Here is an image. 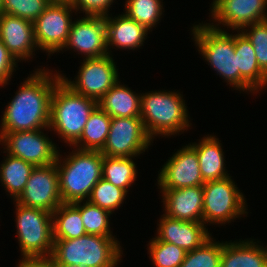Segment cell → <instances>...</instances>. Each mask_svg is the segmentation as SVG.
Returning <instances> with one entry per match:
<instances>
[{
	"label": "cell",
	"mask_w": 267,
	"mask_h": 267,
	"mask_svg": "<svg viewBox=\"0 0 267 267\" xmlns=\"http://www.w3.org/2000/svg\"><path fill=\"white\" fill-rule=\"evenodd\" d=\"M51 75L44 69L30 74L7 105L0 132L49 129L51 96L61 80L59 73Z\"/></svg>",
	"instance_id": "1"
},
{
	"label": "cell",
	"mask_w": 267,
	"mask_h": 267,
	"mask_svg": "<svg viewBox=\"0 0 267 267\" xmlns=\"http://www.w3.org/2000/svg\"><path fill=\"white\" fill-rule=\"evenodd\" d=\"M74 150L62 164L60 153L56 160L63 203L88 200L93 187L102 178L103 154L100 151Z\"/></svg>",
	"instance_id": "2"
},
{
	"label": "cell",
	"mask_w": 267,
	"mask_h": 267,
	"mask_svg": "<svg viewBox=\"0 0 267 267\" xmlns=\"http://www.w3.org/2000/svg\"><path fill=\"white\" fill-rule=\"evenodd\" d=\"M98 102L76 93L61 79L50 101L49 129L56 131L65 143L74 145L81 137L90 114Z\"/></svg>",
	"instance_id": "3"
},
{
	"label": "cell",
	"mask_w": 267,
	"mask_h": 267,
	"mask_svg": "<svg viewBox=\"0 0 267 267\" xmlns=\"http://www.w3.org/2000/svg\"><path fill=\"white\" fill-rule=\"evenodd\" d=\"M120 247L114 236L85 234L75 239L54 240L51 256L56 264L116 267L123 254Z\"/></svg>",
	"instance_id": "4"
},
{
	"label": "cell",
	"mask_w": 267,
	"mask_h": 267,
	"mask_svg": "<svg viewBox=\"0 0 267 267\" xmlns=\"http://www.w3.org/2000/svg\"><path fill=\"white\" fill-rule=\"evenodd\" d=\"M140 96V117L151 138L154 139L158 134L160 136L179 134L191 126L185 100L180 93L151 91Z\"/></svg>",
	"instance_id": "5"
},
{
	"label": "cell",
	"mask_w": 267,
	"mask_h": 267,
	"mask_svg": "<svg viewBox=\"0 0 267 267\" xmlns=\"http://www.w3.org/2000/svg\"><path fill=\"white\" fill-rule=\"evenodd\" d=\"M194 25L192 34L199 53L225 81L239 89V69L235 55L234 35L218 27L219 24Z\"/></svg>",
	"instance_id": "6"
},
{
	"label": "cell",
	"mask_w": 267,
	"mask_h": 267,
	"mask_svg": "<svg viewBox=\"0 0 267 267\" xmlns=\"http://www.w3.org/2000/svg\"><path fill=\"white\" fill-rule=\"evenodd\" d=\"M17 239L23 257L48 256L53 251L52 213L16 202Z\"/></svg>",
	"instance_id": "7"
},
{
	"label": "cell",
	"mask_w": 267,
	"mask_h": 267,
	"mask_svg": "<svg viewBox=\"0 0 267 267\" xmlns=\"http://www.w3.org/2000/svg\"><path fill=\"white\" fill-rule=\"evenodd\" d=\"M230 176L203 184V223L225 224L248 213L245 197Z\"/></svg>",
	"instance_id": "8"
},
{
	"label": "cell",
	"mask_w": 267,
	"mask_h": 267,
	"mask_svg": "<svg viewBox=\"0 0 267 267\" xmlns=\"http://www.w3.org/2000/svg\"><path fill=\"white\" fill-rule=\"evenodd\" d=\"M72 10L76 11L70 1H52L37 17L33 22L34 37L40 50L49 55L63 49L70 32Z\"/></svg>",
	"instance_id": "9"
},
{
	"label": "cell",
	"mask_w": 267,
	"mask_h": 267,
	"mask_svg": "<svg viewBox=\"0 0 267 267\" xmlns=\"http://www.w3.org/2000/svg\"><path fill=\"white\" fill-rule=\"evenodd\" d=\"M153 139L141 117H114L103 149V156L136 157L147 150Z\"/></svg>",
	"instance_id": "10"
},
{
	"label": "cell",
	"mask_w": 267,
	"mask_h": 267,
	"mask_svg": "<svg viewBox=\"0 0 267 267\" xmlns=\"http://www.w3.org/2000/svg\"><path fill=\"white\" fill-rule=\"evenodd\" d=\"M117 70L112 56L107 54L85 58L75 81L68 80L61 74L60 76L73 91L98 102L118 82Z\"/></svg>",
	"instance_id": "11"
},
{
	"label": "cell",
	"mask_w": 267,
	"mask_h": 267,
	"mask_svg": "<svg viewBox=\"0 0 267 267\" xmlns=\"http://www.w3.org/2000/svg\"><path fill=\"white\" fill-rule=\"evenodd\" d=\"M8 154L21 158L34 166L52 165L59 151L40 130L0 132V143Z\"/></svg>",
	"instance_id": "12"
},
{
	"label": "cell",
	"mask_w": 267,
	"mask_h": 267,
	"mask_svg": "<svg viewBox=\"0 0 267 267\" xmlns=\"http://www.w3.org/2000/svg\"><path fill=\"white\" fill-rule=\"evenodd\" d=\"M15 202L25 207L53 213L63 203L56 162L52 165L35 166L23 192Z\"/></svg>",
	"instance_id": "13"
},
{
	"label": "cell",
	"mask_w": 267,
	"mask_h": 267,
	"mask_svg": "<svg viewBox=\"0 0 267 267\" xmlns=\"http://www.w3.org/2000/svg\"><path fill=\"white\" fill-rule=\"evenodd\" d=\"M64 48H73L79 54H84L86 59L110 55L107 49L105 17L85 15L82 19L72 21Z\"/></svg>",
	"instance_id": "14"
},
{
	"label": "cell",
	"mask_w": 267,
	"mask_h": 267,
	"mask_svg": "<svg viewBox=\"0 0 267 267\" xmlns=\"http://www.w3.org/2000/svg\"><path fill=\"white\" fill-rule=\"evenodd\" d=\"M157 181L161 190L203 185L205 182L196 151L190 145H186L175 152L164 164Z\"/></svg>",
	"instance_id": "15"
},
{
	"label": "cell",
	"mask_w": 267,
	"mask_h": 267,
	"mask_svg": "<svg viewBox=\"0 0 267 267\" xmlns=\"http://www.w3.org/2000/svg\"><path fill=\"white\" fill-rule=\"evenodd\" d=\"M267 0H213L211 15L215 22L232 30L267 20Z\"/></svg>",
	"instance_id": "16"
},
{
	"label": "cell",
	"mask_w": 267,
	"mask_h": 267,
	"mask_svg": "<svg viewBox=\"0 0 267 267\" xmlns=\"http://www.w3.org/2000/svg\"><path fill=\"white\" fill-rule=\"evenodd\" d=\"M0 39L17 61L30 59L38 48L33 23L7 13L0 14Z\"/></svg>",
	"instance_id": "17"
},
{
	"label": "cell",
	"mask_w": 267,
	"mask_h": 267,
	"mask_svg": "<svg viewBox=\"0 0 267 267\" xmlns=\"http://www.w3.org/2000/svg\"><path fill=\"white\" fill-rule=\"evenodd\" d=\"M165 214L182 221L203 223V185L161 190Z\"/></svg>",
	"instance_id": "18"
},
{
	"label": "cell",
	"mask_w": 267,
	"mask_h": 267,
	"mask_svg": "<svg viewBox=\"0 0 267 267\" xmlns=\"http://www.w3.org/2000/svg\"><path fill=\"white\" fill-rule=\"evenodd\" d=\"M156 236L163 242L175 244L185 251L200 247L211 235L201 222L182 221L166 215L159 220Z\"/></svg>",
	"instance_id": "19"
},
{
	"label": "cell",
	"mask_w": 267,
	"mask_h": 267,
	"mask_svg": "<svg viewBox=\"0 0 267 267\" xmlns=\"http://www.w3.org/2000/svg\"><path fill=\"white\" fill-rule=\"evenodd\" d=\"M239 32V33H238ZM234 34L237 69H239V89L258 92L267 85V75L260 69L255 51L248 38L240 31Z\"/></svg>",
	"instance_id": "20"
},
{
	"label": "cell",
	"mask_w": 267,
	"mask_h": 267,
	"mask_svg": "<svg viewBox=\"0 0 267 267\" xmlns=\"http://www.w3.org/2000/svg\"><path fill=\"white\" fill-rule=\"evenodd\" d=\"M107 49L109 46H116L122 49L135 50L143 46L148 30L129 18L126 14L114 18L105 15Z\"/></svg>",
	"instance_id": "21"
},
{
	"label": "cell",
	"mask_w": 267,
	"mask_h": 267,
	"mask_svg": "<svg viewBox=\"0 0 267 267\" xmlns=\"http://www.w3.org/2000/svg\"><path fill=\"white\" fill-rule=\"evenodd\" d=\"M220 267H267V247L253 240L223 243Z\"/></svg>",
	"instance_id": "22"
},
{
	"label": "cell",
	"mask_w": 267,
	"mask_h": 267,
	"mask_svg": "<svg viewBox=\"0 0 267 267\" xmlns=\"http://www.w3.org/2000/svg\"><path fill=\"white\" fill-rule=\"evenodd\" d=\"M196 151L200 164V172L203 181H213L223 179L229 176L225 171L224 152H222L221 143L214 135L201 139L199 143L190 144Z\"/></svg>",
	"instance_id": "23"
},
{
	"label": "cell",
	"mask_w": 267,
	"mask_h": 267,
	"mask_svg": "<svg viewBox=\"0 0 267 267\" xmlns=\"http://www.w3.org/2000/svg\"><path fill=\"white\" fill-rule=\"evenodd\" d=\"M141 96L133 93L130 88L121 85L120 81L111 87L98 101V106L114 117H140Z\"/></svg>",
	"instance_id": "24"
},
{
	"label": "cell",
	"mask_w": 267,
	"mask_h": 267,
	"mask_svg": "<svg viewBox=\"0 0 267 267\" xmlns=\"http://www.w3.org/2000/svg\"><path fill=\"white\" fill-rule=\"evenodd\" d=\"M111 120L112 117L97 106L90 114L80 139L73 146L80 150L101 151L107 140Z\"/></svg>",
	"instance_id": "25"
},
{
	"label": "cell",
	"mask_w": 267,
	"mask_h": 267,
	"mask_svg": "<svg viewBox=\"0 0 267 267\" xmlns=\"http://www.w3.org/2000/svg\"><path fill=\"white\" fill-rule=\"evenodd\" d=\"M0 166V180L15 201L23 192L35 166L10 154Z\"/></svg>",
	"instance_id": "26"
},
{
	"label": "cell",
	"mask_w": 267,
	"mask_h": 267,
	"mask_svg": "<svg viewBox=\"0 0 267 267\" xmlns=\"http://www.w3.org/2000/svg\"><path fill=\"white\" fill-rule=\"evenodd\" d=\"M53 239H75L86 233L80 211L72 203H62L53 213Z\"/></svg>",
	"instance_id": "27"
},
{
	"label": "cell",
	"mask_w": 267,
	"mask_h": 267,
	"mask_svg": "<svg viewBox=\"0 0 267 267\" xmlns=\"http://www.w3.org/2000/svg\"><path fill=\"white\" fill-rule=\"evenodd\" d=\"M102 178L126 193L137 178V170L132 157L104 156L102 162Z\"/></svg>",
	"instance_id": "28"
},
{
	"label": "cell",
	"mask_w": 267,
	"mask_h": 267,
	"mask_svg": "<svg viewBox=\"0 0 267 267\" xmlns=\"http://www.w3.org/2000/svg\"><path fill=\"white\" fill-rule=\"evenodd\" d=\"M72 203L81 213L83 225L87 234L112 236L109 225L110 211L90 203L88 200Z\"/></svg>",
	"instance_id": "29"
},
{
	"label": "cell",
	"mask_w": 267,
	"mask_h": 267,
	"mask_svg": "<svg viewBox=\"0 0 267 267\" xmlns=\"http://www.w3.org/2000/svg\"><path fill=\"white\" fill-rule=\"evenodd\" d=\"M162 7L161 0H127L125 14L150 31L160 20Z\"/></svg>",
	"instance_id": "30"
},
{
	"label": "cell",
	"mask_w": 267,
	"mask_h": 267,
	"mask_svg": "<svg viewBox=\"0 0 267 267\" xmlns=\"http://www.w3.org/2000/svg\"><path fill=\"white\" fill-rule=\"evenodd\" d=\"M223 242L218 243L209 238L200 247L186 252L179 267H220Z\"/></svg>",
	"instance_id": "31"
},
{
	"label": "cell",
	"mask_w": 267,
	"mask_h": 267,
	"mask_svg": "<svg viewBox=\"0 0 267 267\" xmlns=\"http://www.w3.org/2000/svg\"><path fill=\"white\" fill-rule=\"evenodd\" d=\"M148 249L155 267H179L187 252L183 248L163 242L157 237L150 241Z\"/></svg>",
	"instance_id": "32"
},
{
	"label": "cell",
	"mask_w": 267,
	"mask_h": 267,
	"mask_svg": "<svg viewBox=\"0 0 267 267\" xmlns=\"http://www.w3.org/2000/svg\"><path fill=\"white\" fill-rule=\"evenodd\" d=\"M126 195L127 193L123 189L101 178L93 187L88 201L113 213L121 206Z\"/></svg>",
	"instance_id": "33"
},
{
	"label": "cell",
	"mask_w": 267,
	"mask_h": 267,
	"mask_svg": "<svg viewBox=\"0 0 267 267\" xmlns=\"http://www.w3.org/2000/svg\"><path fill=\"white\" fill-rule=\"evenodd\" d=\"M53 0H2V13H7L31 21L51 4Z\"/></svg>",
	"instance_id": "34"
},
{
	"label": "cell",
	"mask_w": 267,
	"mask_h": 267,
	"mask_svg": "<svg viewBox=\"0 0 267 267\" xmlns=\"http://www.w3.org/2000/svg\"><path fill=\"white\" fill-rule=\"evenodd\" d=\"M246 27H250V29H244ZM244 28H242L240 31L250 41L254 48L258 65L260 69L267 75V20L250 24Z\"/></svg>",
	"instance_id": "35"
},
{
	"label": "cell",
	"mask_w": 267,
	"mask_h": 267,
	"mask_svg": "<svg viewBox=\"0 0 267 267\" xmlns=\"http://www.w3.org/2000/svg\"><path fill=\"white\" fill-rule=\"evenodd\" d=\"M114 0H71L70 3L76 9L81 10L85 15H108L110 5Z\"/></svg>",
	"instance_id": "36"
},
{
	"label": "cell",
	"mask_w": 267,
	"mask_h": 267,
	"mask_svg": "<svg viewBox=\"0 0 267 267\" xmlns=\"http://www.w3.org/2000/svg\"><path fill=\"white\" fill-rule=\"evenodd\" d=\"M15 57L9 52L0 39V86L6 85L11 79L12 72L17 67ZM15 67V68H14Z\"/></svg>",
	"instance_id": "37"
},
{
	"label": "cell",
	"mask_w": 267,
	"mask_h": 267,
	"mask_svg": "<svg viewBox=\"0 0 267 267\" xmlns=\"http://www.w3.org/2000/svg\"><path fill=\"white\" fill-rule=\"evenodd\" d=\"M18 267H57L51 255L37 257H23Z\"/></svg>",
	"instance_id": "38"
},
{
	"label": "cell",
	"mask_w": 267,
	"mask_h": 267,
	"mask_svg": "<svg viewBox=\"0 0 267 267\" xmlns=\"http://www.w3.org/2000/svg\"><path fill=\"white\" fill-rule=\"evenodd\" d=\"M57 267H83L80 265H72V264H56Z\"/></svg>",
	"instance_id": "39"
},
{
	"label": "cell",
	"mask_w": 267,
	"mask_h": 267,
	"mask_svg": "<svg viewBox=\"0 0 267 267\" xmlns=\"http://www.w3.org/2000/svg\"><path fill=\"white\" fill-rule=\"evenodd\" d=\"M2 9H3V7H2V0H0V14L2 13Z\"/></svg>",
	"instance_id": "40"
},
{
	"label": "cell",
	"mask_w": 267,
	"mask_h": 267,
	"mask_svg": "<svg viewBox=\"0 0 267 267\" xmlns=\"http://www.w3.org/2000/svg\"><path fill=\"white\" fill-rule=\"evenodd\" d=\"M53 1H71V0H53Z\"/></svg>",
	"instance_id": "41"
}]
</instances>
